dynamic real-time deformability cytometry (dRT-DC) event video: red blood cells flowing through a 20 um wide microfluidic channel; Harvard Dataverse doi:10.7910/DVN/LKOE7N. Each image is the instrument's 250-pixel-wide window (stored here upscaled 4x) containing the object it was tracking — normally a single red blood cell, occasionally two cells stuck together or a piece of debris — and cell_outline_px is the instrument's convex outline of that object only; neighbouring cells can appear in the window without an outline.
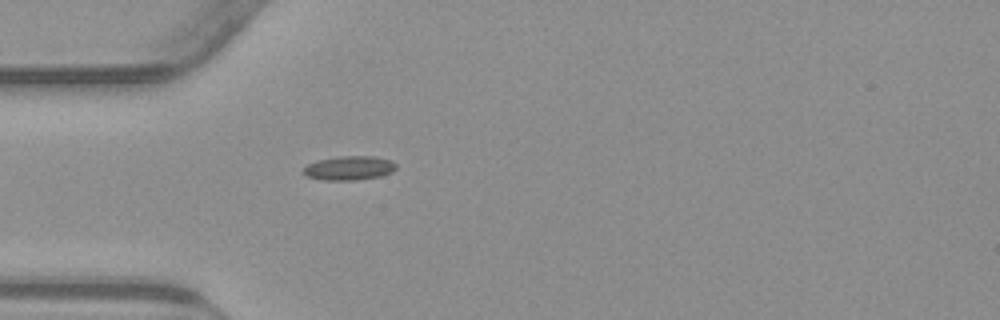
{"species": "common noctule bat (a hibernating species)", "species_latin": "Nyctalus noctula", "temperature_condition": "warm", "stored_images_in_passage": 39, "camera_frame_rate_fps": 3000, "um_per_image_px": 0.085, "animal": {"sex": "male", "body_mass_g": 23.1, "forearm_length_mm": 52.7}, "frame": {"image": 1, "passage_image": 1, "time_ms": 0.0, "image_size_px": [1000, 320], "cell_outline_px": [[396, 168], [392, 172], [380, 176], [356, 180], [324, 180], [304, 176], [304, 168], [308, 164], [316, 160], [340, 156], [376, 156], [388, 160], [396, 164]], "centroid_in_image_um": [29.66, 14.28], "position_along_channel_um": 55.3, "area_um2": 13.01}}
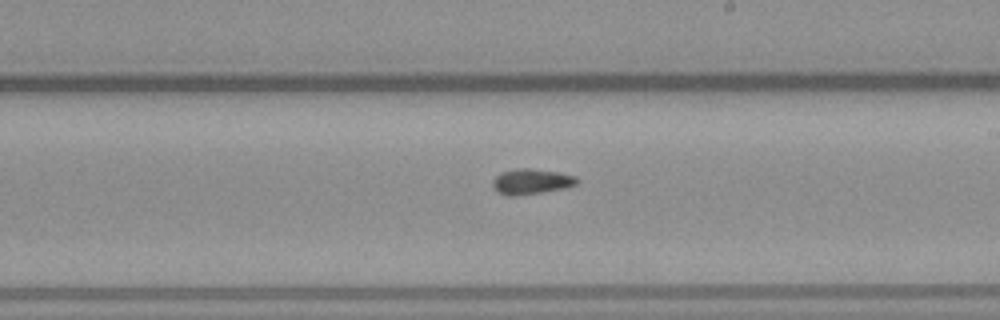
{"frame": {"image": 2, "passage_image": 16, "time_ms": 5.0, "image_size_px": [1000, 320], "cell_outline_px": [[580, 180], [576, 184], [568, 188], [516, 196], [508, 196], [492, 188], [492, 180], [500, 172], [520, 168], [532, 168], [560, 172], [576, 176]], "centroid_in_image_um": [45.19, 15.42], "position_along_channel_um": 243.8, "area_um2": 12.72}}
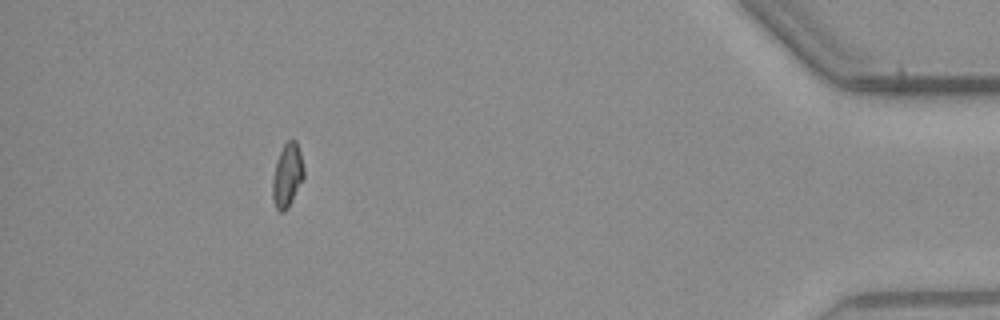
{"frame": {"image": 3, "passage_image": 34, "time_ms": 11.0, "image_size_px": [1000, 320], "cell_outline_px": [[304, 176], [288, 208], [284, 212], [280, 212], [276, 208], [272, 196], [272, 180], [276, 160], [284, 144], [288, 140], [296, 140], [300, 152], [304, 168]], "centroid_in_image_um": [24.41, 14.9], "position_along_channel_um": 410.8, "area_um2": 11.56}, "authors_computed_cell_mechanics": {"area_um2": 11.6756, "velocity_mm_per_s": 3.8524, "shape_relaxation_time_tau1_ms": 9.0094, "shape_relaxation_time_tau2_ms": 3.9678, "deformation_change_tau1": 0.1746, "deformation_change_tau2": 0.0735}}